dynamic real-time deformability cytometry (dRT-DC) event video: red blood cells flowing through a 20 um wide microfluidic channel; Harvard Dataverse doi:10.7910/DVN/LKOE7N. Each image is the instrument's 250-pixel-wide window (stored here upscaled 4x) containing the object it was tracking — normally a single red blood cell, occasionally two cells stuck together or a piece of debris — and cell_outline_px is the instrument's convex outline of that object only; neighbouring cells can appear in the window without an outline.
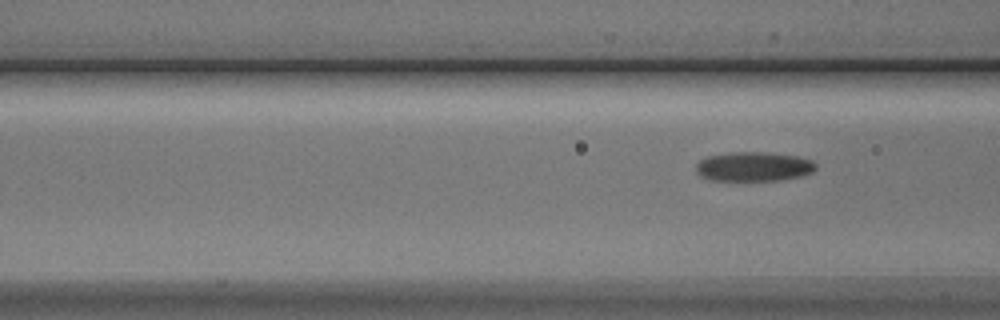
{"species": "Egyptian fruit bat (a non-hibernating species)", "species_latin": "Rousettus aegyptiacus", "temperature_condition": "cold", "stored_images_in_passage": 5, "camera_frame_rate_fps": 3000, "um_per_image_px": 0.085, "animal": {"sex": "male"}, "frame": {"image": 1, "passage_image": 5, "time_ms": 4.667, "image_size_px": [1000, 320], "cell_outline_px": [[816, 168], [812, 172], [800, 176], [780, 180], [712, 180], [700, 176], [696, 172], [696, 164], [700, 160], [708, 156], [732, 152], [760, 152], [796, 156], [812, 160], [816, 164]], "centroid_in_image_um": [64.05, 14.16], "position_along_channel_um": 102.6, "area_um2": 20.35}}